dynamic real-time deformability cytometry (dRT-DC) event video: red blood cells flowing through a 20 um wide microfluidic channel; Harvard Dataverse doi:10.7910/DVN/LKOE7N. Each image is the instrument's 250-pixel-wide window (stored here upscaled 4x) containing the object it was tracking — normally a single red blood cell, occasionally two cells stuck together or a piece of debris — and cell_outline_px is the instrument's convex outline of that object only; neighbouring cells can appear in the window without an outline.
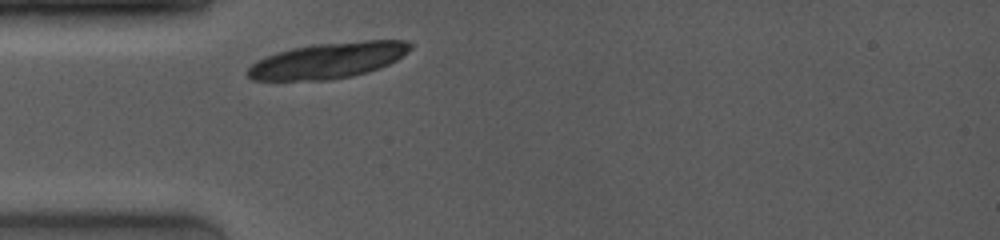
{"species": "common noctule bat (a hibernating species)", "species_latin": "Nyctalus noctula", "temperature_condition": "room temperature", "stored_images_in_passage": 1, "camera_frame_rate_fps": 4000, "um_per_image_px": 0.085, "animal": {"sex": "female", "body_mass_g": 19.0, "forearm_length_mm": 53.3}, "frame": {"image": 1, "passage_image": 1, "time_ms": 0.0, "image_size_px": [1000, 240], "cell_outline_px": [[412, 48], [408, 52], [396, 60], [380, 68], [368, 72], [352, 76], [332, 80], [252, 80], [248, 76], [248, 68], [252, 64], [264, 56], [276, 52], [292, 48], [312, 44], [364, 40], [404, 40], [412, 44]], "centroid_in_image_um": [27.9, 5.13], "position_along_channel_um": 57.1, "area_um2": 34.1}}